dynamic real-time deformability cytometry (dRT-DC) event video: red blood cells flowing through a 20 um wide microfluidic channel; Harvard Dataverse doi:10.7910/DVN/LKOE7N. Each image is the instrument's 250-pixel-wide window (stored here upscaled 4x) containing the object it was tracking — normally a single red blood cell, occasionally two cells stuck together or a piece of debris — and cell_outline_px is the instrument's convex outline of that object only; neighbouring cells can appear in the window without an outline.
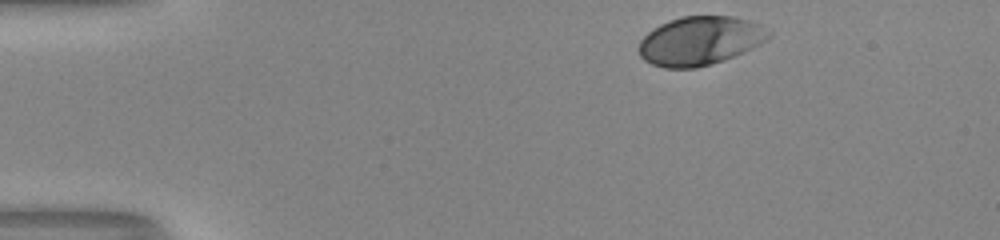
{"species": "human", "species_latin": "Homo sapiens", "temperature_condition": "room temperature", "stored_images_in_passage": 36, "camera_frame_rate_fps": 3000, "um_per_image_px": 0.085, "donor": {"sex": "male"}, "frame": {"image": 1, "passage_image": 1, "time_ms": 0.0, "image_size_px": [1000, 240], "cell_outline_px": [[772, 32], [760, 44], [732, 56], [696, 68], [664, 68], [652, 64], [644, 60], [640, 56], [640, 40], [652, 28], [668, 20], [684, 16], [732, 16], [748, 20]], "centroid_in_image_um": [59.44, 3.46], "position_along_channel_um": 25.6, "area_um2": 36.3}}
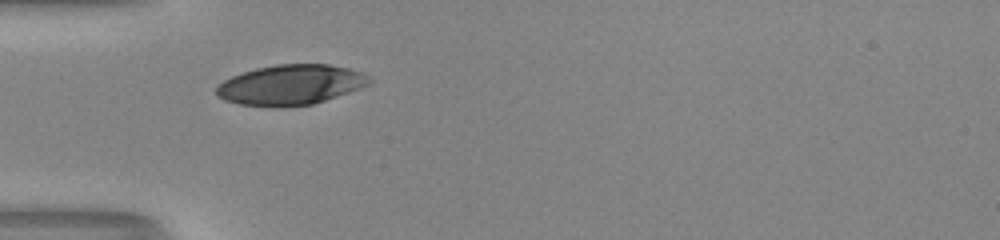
{"frame": {"image": 2, "passage_image": 10, "time_ms": 3.0, "image_size_px": [1000, 240], "cell_outline_px": [[372, 80], [360, 88], [312, 104], [240, 104], [224, 100], [216, 96], [216, 88], [224, 80], [232, 76], [256, 68], [276, 64], [328, 64], [348, 68], [364, 72]], "centroid_in_image_um": [24.72, 7.16], "position_along_channel_um": 60.3, "area_um2": 34.68}}
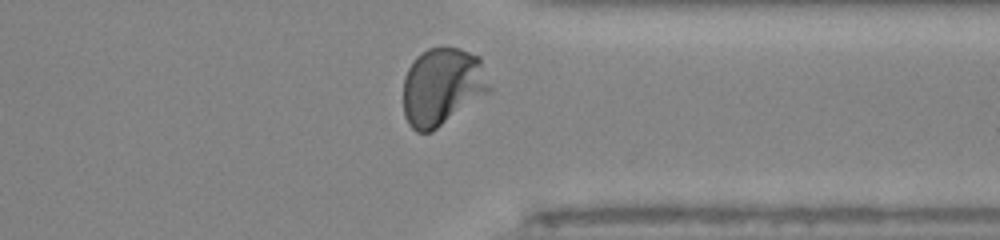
{"frame": {"image": 3, "passage_image": 34, "time_ms": 11.0, "image_size_px": [1000, 240], "cell_outline_px": [[492, 92], [432, 132], [416, 132], [408, 124], [404, 116], [404, 76], [408, 68], [416, 56], [420, 52], [428, 48], [460, 48], [480, 56], [492, 88]], "centroid_in_image_um": [37.62, 7.38], "position_along_channel_um": 373.8, "area_um2": 39.71}, "authors_computed_cell_mechanics": {"area_um2": 36.703, "velocity_mm_per_s": 4.0003, "shape_relaxation_time_tau1_ms": 2.3425, "shape_relaxation_time_tau2_ms": null, "deformation_change_tau1": 0.1623, "deformation_change_tau2": null}}